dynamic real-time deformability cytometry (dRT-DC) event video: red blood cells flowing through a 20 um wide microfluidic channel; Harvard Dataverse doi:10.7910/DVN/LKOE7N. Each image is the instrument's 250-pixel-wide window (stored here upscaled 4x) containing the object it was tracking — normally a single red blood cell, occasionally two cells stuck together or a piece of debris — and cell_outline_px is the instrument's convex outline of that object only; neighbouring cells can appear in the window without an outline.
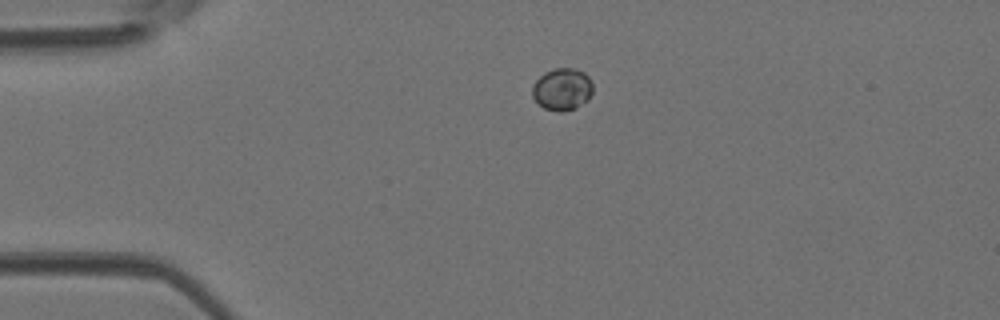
{"species": "Egyptian fruit bat (a non-hibernating species)", "species_latin": "Rousettus aegyptiacus", "temperature_condition": "room temperature", "stored_images_in_passage": 14, "camera_frame_rate_fps": 3000, "um_per_image_px": 0.085, "animal": {"sex": "female"}, "frame": {"image": 1, "passage_image": 1, "time_ms": 0.0, "image_size_px": [1000, 320], "cell_outline_px": [[592, 92], [588, 100], [576, 108], [560, 112], [544, 108], [532, 96], [532, 88], [536, 80], [544, 72], [556, 68], [576, 68], [584, 72], [592, 80]], "centroid_in_image_um": [47.81, 7.57], "position_along_channel_um": 37.2, "area_um2": 14.91}}
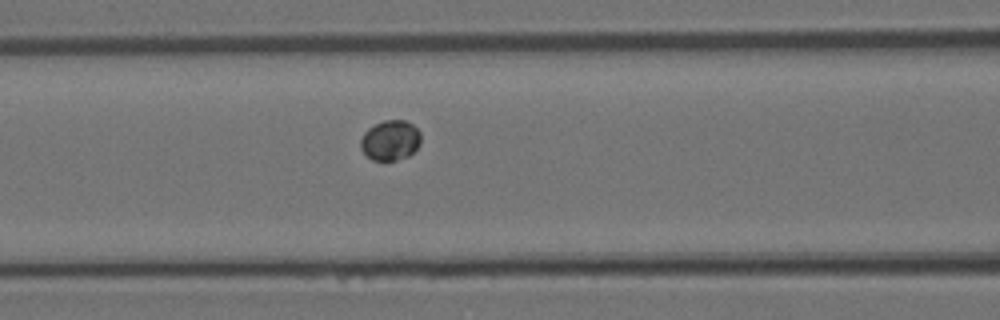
{"frame": {"image": 2, "passage_image": 10, "time_ms": 3.0, "image_size_px": [1000, 320], "cell_outline_px": [[420, 144], [408, 156], [396, 160], [372, 160], [360, 148], [360, 140], [364, 132], [368, 128], [384, 120], [404, 120], [412, 124], [420, 132]], "centroid_in_image_um": [33.16, 11.92], "position_along_channel_um": 133.4, "area_um2": 13.99}}
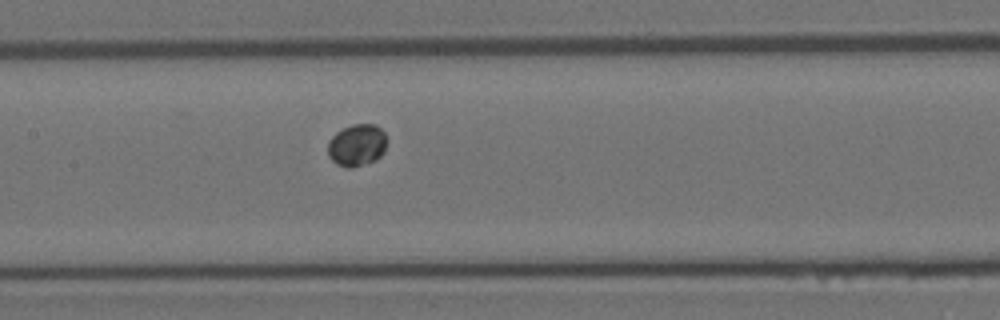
{"frame": {"image": 3, "passage_image": 13, "time_ms": 4.0, "image_size_px": [1000, 320], "cell_outline_px": [[388, 140], [384, 152], [376, 160], [352, 168], [348, 168], [336, 164], [328, 156], [328, 140], [336, 132], [352, 124], [376, 124], [384, 132]], "centroid_in_image_um": [30.35, 12.33], "position_along_channel_um": 177.1, "area_um2": 14.68}}